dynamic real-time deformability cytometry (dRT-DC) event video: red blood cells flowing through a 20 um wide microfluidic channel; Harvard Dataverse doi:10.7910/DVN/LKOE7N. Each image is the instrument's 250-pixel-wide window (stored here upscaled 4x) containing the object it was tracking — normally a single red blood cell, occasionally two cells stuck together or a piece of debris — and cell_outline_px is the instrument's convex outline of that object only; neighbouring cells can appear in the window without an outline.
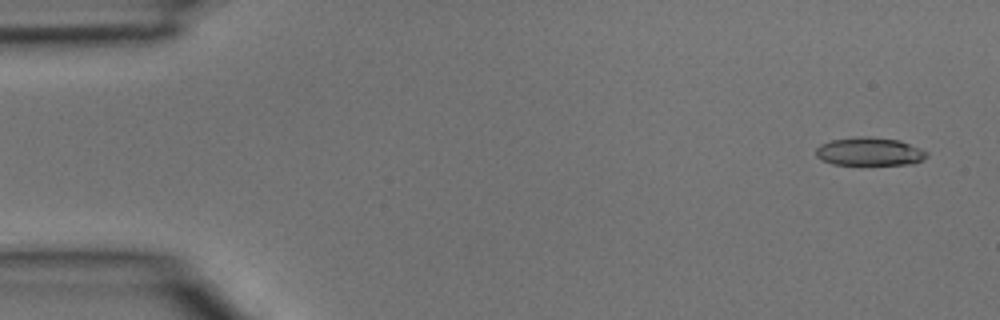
{"species": "common noctule bat (a hibernating species)", "species_latin": "Nyctalus noctula", "temperature_condition": "room temperature", "stored_images_in_passage": 3, "camera_frame_rate_fps": 3000, "um_per_image_px": 0.085, "animal": {"sex": "male", "body_mass_g": 15.6}, "frame": {"image": 1, "passage_image": 1, "time_ms": 0.0, "image_size_px": [1000, 320], "cell_outline_px": [[928, 156], [924, 160], [912, 164], [832, 164], [816, 156], [816, 148], [820, 144], [832, 140], [860, 136], [868, 136], [900, 140], [920, 148], [928, 152]], "centroid_in_image_um": [73.94, 12.87], "position_along_channel_um": 11.1, "area_um2": 18.21}}
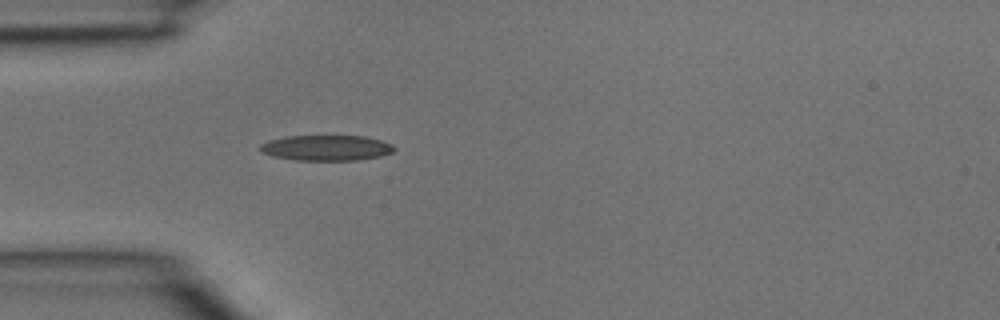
{"frame": {"image": 2, "passage_image": 3, "time_ms": 0.667, "image_size_px": [1000, 320], "cell_outline_px": [[396, 148], [392, 152], [380, 156], [360, 160], [296, 160], [276, 156], [260, 152], [260, 144], [268, 140], [288, 136], [368, 136], [392, 144]], "centroid_in_image_um": [27.76, 12.56], "position_along_channel_um": 57.2, "area_um2": 19.88}}